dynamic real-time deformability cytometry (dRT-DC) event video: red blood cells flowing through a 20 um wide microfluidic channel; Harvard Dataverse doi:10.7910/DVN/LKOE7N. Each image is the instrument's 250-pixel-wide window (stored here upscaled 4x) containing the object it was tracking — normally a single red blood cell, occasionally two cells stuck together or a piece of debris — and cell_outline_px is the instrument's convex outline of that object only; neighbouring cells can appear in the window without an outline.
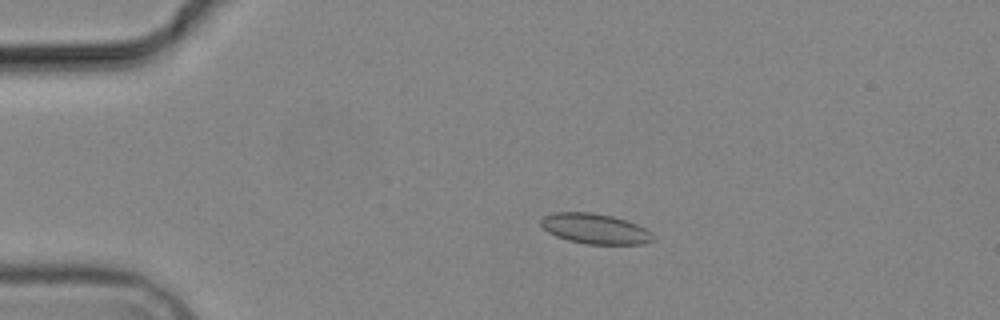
{"species": "common noctule bat (a hibernating species)", "species_latin": "Nyctalus noctula", "temperature_condition": "cold", "stored_images_in_passage": 4, "camera_frame_rate_fps": 3000, "um_per_image_px": 0.085, "animal": {"sex": "male", "body_mass_g": 19.2, "forearm_length_mm": 51.8}, "frame": {"image": 1, "passage_image": 2, "time_ms": 1.333, "image_size_px": [1000, 320], "cell_outline_px": [[652, 240], [644, 244], [584, 244], [568, 240], [556, 236], [548, 232], [540, 224], [540, 220], [544, 216], [556, 212], [592, 212], [612, 216], [628, 220], [652, 232]], "centroid_in_image_um": [50.56, 19.44], "position_along_channel_um": 34.4, "area_um2": 19.77}}
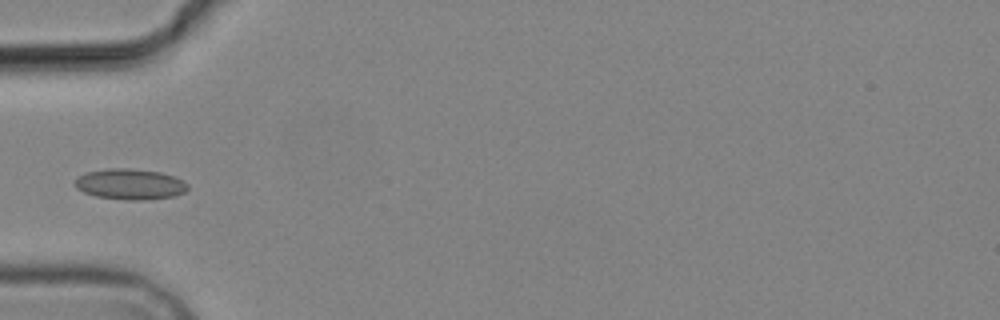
{"frame": {"image": 2, "passage_image": 4, "time_ms": 3.667, "image_size_px": [1000, 320], "cell_outline_px": [[188, 188], [184, 192], [172, 196], [144, 200], [128, 200], [96, 196], [84, 192], [76, 188], [72, 184], [76, 176], [84, 172], [108, 168], [128, 168], [160, 172], [172, 176], [188, 184]], "centroid_in_image_um": [10.97, 15.64], "position_along_channel_um": 74.0, "area_um2": 20.23}}